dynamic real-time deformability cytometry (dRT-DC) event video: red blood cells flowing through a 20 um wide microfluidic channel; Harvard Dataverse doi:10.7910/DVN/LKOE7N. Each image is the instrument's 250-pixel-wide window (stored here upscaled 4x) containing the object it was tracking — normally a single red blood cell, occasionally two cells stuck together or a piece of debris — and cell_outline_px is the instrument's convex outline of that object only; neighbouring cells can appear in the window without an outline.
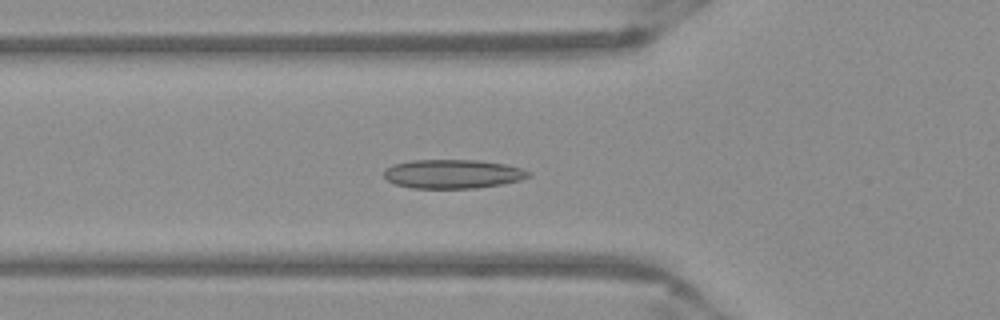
{"species": "Egyptian fruit bat (a non-hibernating species)", "species_latin": "Rousettus aegyptiacus", "temperature_condition": "warm", "stored_images_in_passage": 38, "camera_frame_rate_fps": 3000, "um_per_image_px": 0.085, "frame": {"image": 1, "passage_image": 4, "time_ms": 1.0, "image_size_px": [1000, 320], "cell_outline_px": [[532, 176], [520, 180], [500, 184], [476, 188], [412, 188], [396, 184], [388, 180], [384, 176], [384, 168], [392, 164], [412, 160], [476, 160], [504, 164], [524, 168], [532, 172]], "centroid_in_image_um": [38.5, 14.78], "position_along_channel_um": 87.3, "area_um2": 24.51}}
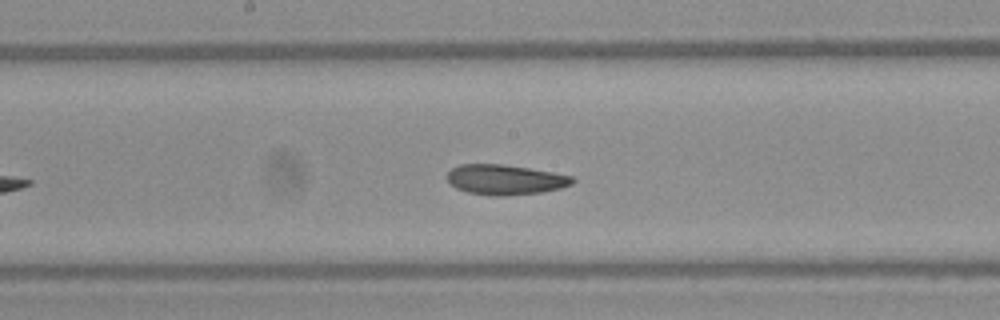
{"frame": {"image": 2, "passage_image": 13, "time_ms": 4.0, "image_size_px": [1000, 320], "cell_outline_px": [[576, 180], [572, 184], [560, 188], [540, 192], [500, 196], [492, 196], [468, 192], [456, 188], [448, 180], [448, 172], [452, 168], [460, 164], [500, 164], [528, 168], [552, 172], [572, 176]], "centroid_in_image_um": [42.94, 15.27], "position_along_channel_um": 205.3, "area_um2": 21.73}}
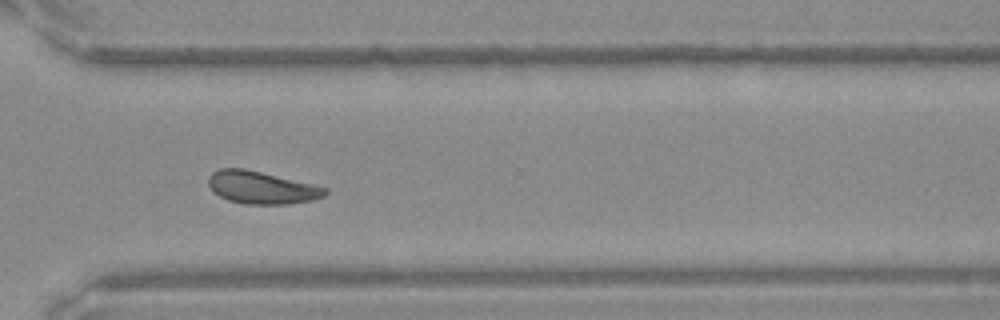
{"frame": {"image": 3, "passage_image": 24, "time_ms": 7.667, "image_size_px": [1000, 320], "cell_outline_px": [[328, 192], [324, 196], [312, 200], [288, 204], [244, 204], [228, 200], [212, 192], [208, 184], [208, 176], [212, 172], [220, 168], [244, 168], [312, 184], [328, 188]], "centroid_in_image_um": [22.2, 15.94], "position_along_channel_um": 348.4, "area_um2": 22.14}, "authors_computed_cell_mechanics": {"area_um2": 22.1374, "velocity_mm_per_s": 3.9047, "shape_relaxation_time_tau1_ms": null, "shape_relaxation_time_tau2_ms": 3.0746, "deformation_change_tau1": null, "deformation_change_tau2": 0.0923}}